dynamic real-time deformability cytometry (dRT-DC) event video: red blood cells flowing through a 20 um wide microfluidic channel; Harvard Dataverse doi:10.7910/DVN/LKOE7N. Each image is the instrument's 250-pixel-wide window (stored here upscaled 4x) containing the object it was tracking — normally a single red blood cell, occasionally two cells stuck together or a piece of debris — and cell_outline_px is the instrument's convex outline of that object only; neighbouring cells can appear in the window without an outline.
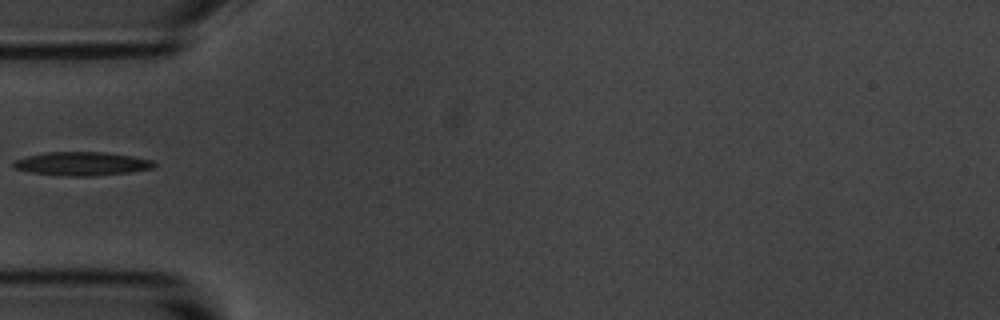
{"species": "common noctule bat (a hibernating species)", "species_latin": "Nyctalus noctula", "temperature_condition": "room temperature", "stored_images_in_passage": 5, "camera_frame_rate_fps": 3000, "um_per_image_px": 0.085, "animal": {"sex": "male", "body_mass_g": 20.1, "forearm_length_mm": 53.5}, "frame": {"image": 1, "passage_image": 4, "time_ms": 3.667, "image_size_px": [1000, 320], "cell_outline_px": [[156, 164], [152, 168], [128, 172], [92, 176], [68, 176], [28, 172], [12, 168], [12, 160], [28, 156], [48, 152], [104, 152], [132, 156], [156, 160]], "centroid_in_image_um": [6.93, 13.91], "position_along_channel_um": 78.1, "area_um2": 19.42}}